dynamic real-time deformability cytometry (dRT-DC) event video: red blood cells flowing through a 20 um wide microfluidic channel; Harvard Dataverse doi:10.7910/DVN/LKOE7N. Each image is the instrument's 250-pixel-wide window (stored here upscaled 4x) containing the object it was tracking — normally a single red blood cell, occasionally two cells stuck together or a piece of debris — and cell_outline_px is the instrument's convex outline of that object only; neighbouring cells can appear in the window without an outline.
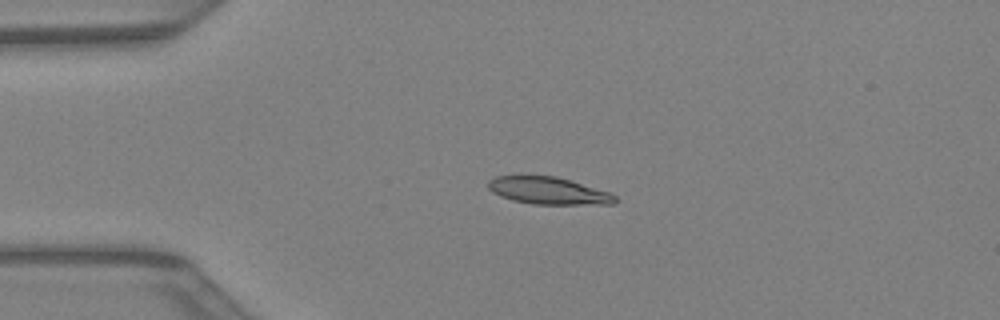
{"species": "Egyptian fruit bat (a non-hibernating species)", "species_latin": "Rousettus aegyptiacus", "temperature_condition": "warm", "stored_images_in_passage": 33, "camera_frame_rate_fps": 3000, "um_per_image_px": 0.085, "animal": {"sex": "female"}, "frame": {"image": 1, "passage_image": 1, "time_ms": 0.0, "image_size_px": [1000, 320], "cell_outline_px": [[616, 204], [532, 204], [512, 200], [500, 196], [492, 192], [488, 188], [488, 180], [496, 176], [520, 172], [556, 176], [608, 192], [616, 196]], "centroid_in_image_um": [46.49, 16.16], "position_along_channel_um": 38.5, "area_um2": 20.81}}
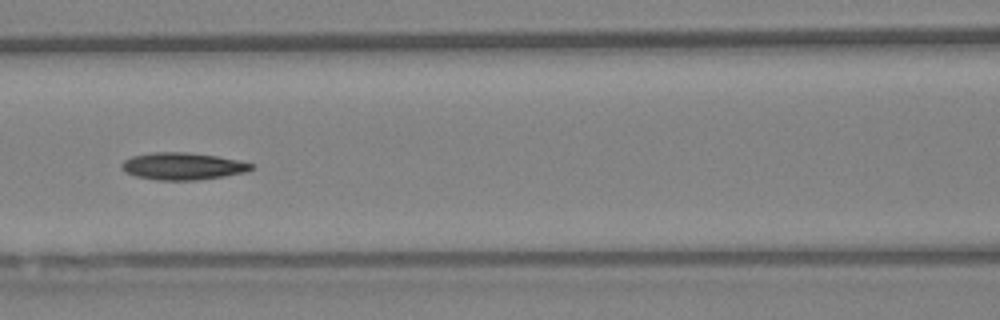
{"frame": {"image": 2, "passage_image": 10, "time_ms": 3.0, "image_size_px": [1000, 320], "cell_outline_px": [[252, 168], [248, 172], [224, 176], [196, 180], [156, 180], [136, 176], [124, 172], [120, 168], [120, 164], [124, 160], [132, 156], [152, 152], [184, 152], [216, 156], [236, 160], [252, 164]], "centroid_in_image_um": [15.47, 14.13], "position_along_channel_um": 151.1, "area_um2": 20.46}}
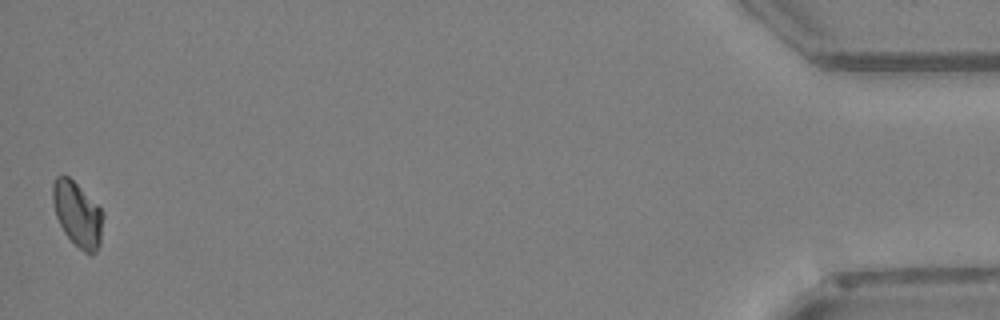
{"frame": {"image": 3, "passage_image": 33, "time_ms": 10.667, "image_size_px": [1000, 320], "cell_outline_px": [[104, 216], [100, 244], [96, 252], [92, 256], [84, 252], [64, 232], [56, 216], [52, 200], [52, 184], [56, 176], [68, 176], [104, 212]], "centroid_in_image_um": [6.6, 18.23], "position_along_channel_um": 428.6, "area_um2": 18.84}}